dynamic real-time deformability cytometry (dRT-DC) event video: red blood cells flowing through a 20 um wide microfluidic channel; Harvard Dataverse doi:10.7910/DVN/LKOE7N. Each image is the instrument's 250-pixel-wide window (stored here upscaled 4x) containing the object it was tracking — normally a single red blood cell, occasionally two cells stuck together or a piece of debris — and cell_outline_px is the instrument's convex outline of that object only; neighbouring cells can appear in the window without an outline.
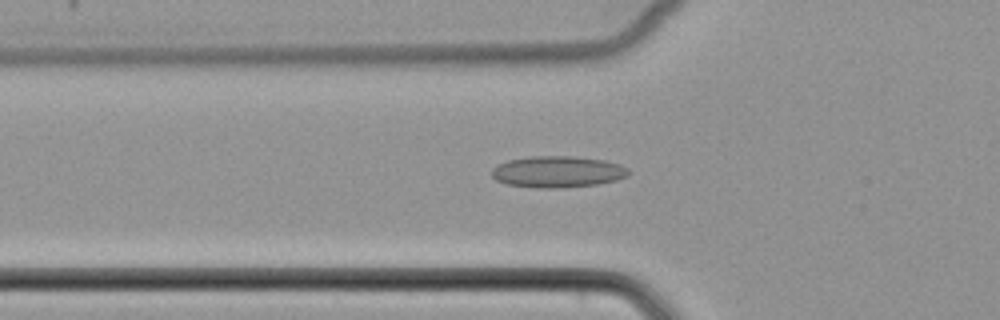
{"species": "common noctule bat (a hibernating species)", "species_latin": "Nyctalus noctula", "temperature_condition": "cold", "stored_images_in_passage": 52, "camera_frame_rate_fps": 3000, "um_per_image_px": 0.085, "animal": {"sex": "female", "body_mass_g": 22.7, "forearm_length_mm": 54.2}, "frame": {"image": 1, "passage_image": 19, "time_ms": 6.0, "image_size_px": [1000, 320], "cell_outline_px": [[628, 176], [616, 180], [596, 184], [564, 188], [536, 188], [508, 184], [496, 180], [492, 176], [492, 168], [496, 164], [508, 160], [532, 156], [572, 156], [604, 160], [620, 164], [628, 168]], "centroid_in_image_um": [47.38, 14.6], "position_along_channel_um": 78.4, "area_um2": 25.14}}
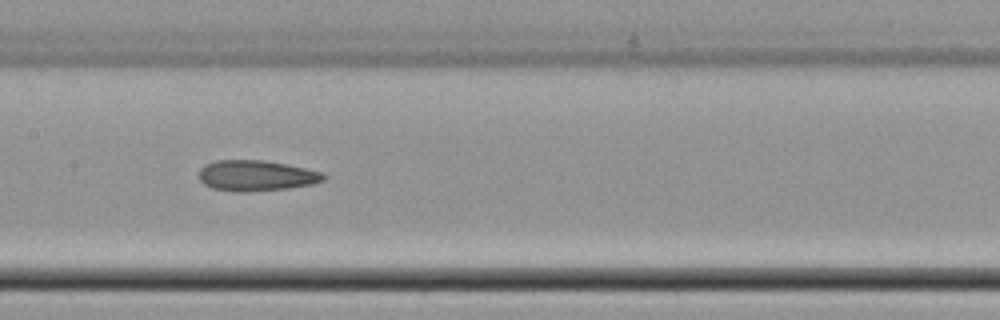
{"frame": {"image": 2, "passage_image": 27, "time_ms": 8.667, "image_size_px": [1000, 320], "cell_outline_px": [[328, 176], [324, 180], [312, 184], [288, 188], [248, 192], [236, 192], [212, 188], [204, 184], [200, 180], [200, 168], [204, 164], [216, 160], [264, 160], [324, 172]], "centroid_in_image_um": [21.78, 14.93], "position_along_channel_um": 185.6, "area_um2": 22.37}}
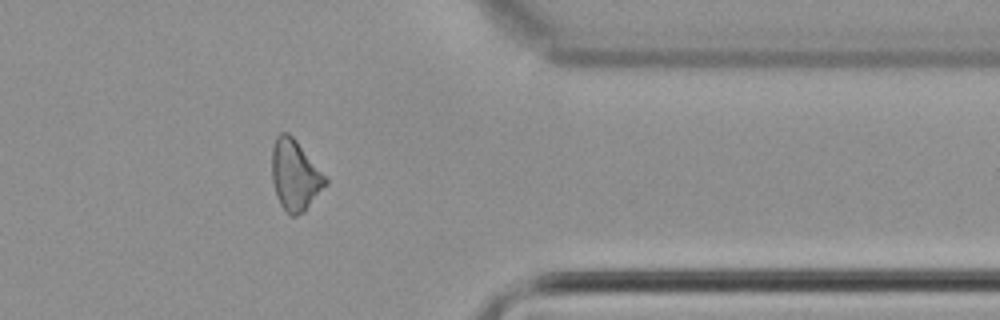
{"frame": {"image": 3, "passage_image": 43, "time_ms": 14.0, "image_size_px": [1000, 320], "cell_outline_px": [[328, 184], [304, 212], [296, 216], [288, 216], [280, 204], [276, 196], [272, 180], [272, 148], [276, 136], [280, 132], [288, 132], [296, 140], [328, 180]], "centroid_in_image_um": [25.06, 14.92], "position_along_channel_um": 386.3, "area_um2": 22.08}}